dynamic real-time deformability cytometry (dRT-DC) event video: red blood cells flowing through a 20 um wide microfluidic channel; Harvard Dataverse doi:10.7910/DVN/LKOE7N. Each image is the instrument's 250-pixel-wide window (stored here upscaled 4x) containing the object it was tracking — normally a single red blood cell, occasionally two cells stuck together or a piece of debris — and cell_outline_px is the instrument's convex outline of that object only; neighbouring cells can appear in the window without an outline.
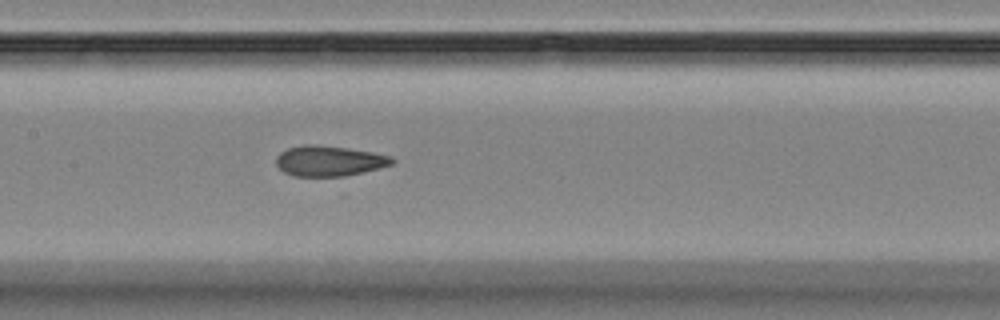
{"species": "Egyptian fruit bat (a non-hibernating species)", "species_latin": "Rousettus aegyptiacus", "temperature_condition": "room temperature", "stored_images_in_passage": 5, "camera_frame_rate_fps": 3000, "um_per_image_px": 0.085, "animal": {"sex": "female"}, "frame": {"image": 1, "passage_image": 5, "time_ms": 4.667, "image_size_px": [1000, 320], "cell_outline_px": [[396, 160], [392, 164], [380, 168], [344, 176], [292, 176], [284, 172], [276, 164], [276, 156], [280, 152], [288, 148], [304, 144], [316, 144], [372, 152], [392, 156]], "centroid_in_image_um": [27.97, 13.67], "position_along_channel_um": 179.4, "area_um2": 20.52}}